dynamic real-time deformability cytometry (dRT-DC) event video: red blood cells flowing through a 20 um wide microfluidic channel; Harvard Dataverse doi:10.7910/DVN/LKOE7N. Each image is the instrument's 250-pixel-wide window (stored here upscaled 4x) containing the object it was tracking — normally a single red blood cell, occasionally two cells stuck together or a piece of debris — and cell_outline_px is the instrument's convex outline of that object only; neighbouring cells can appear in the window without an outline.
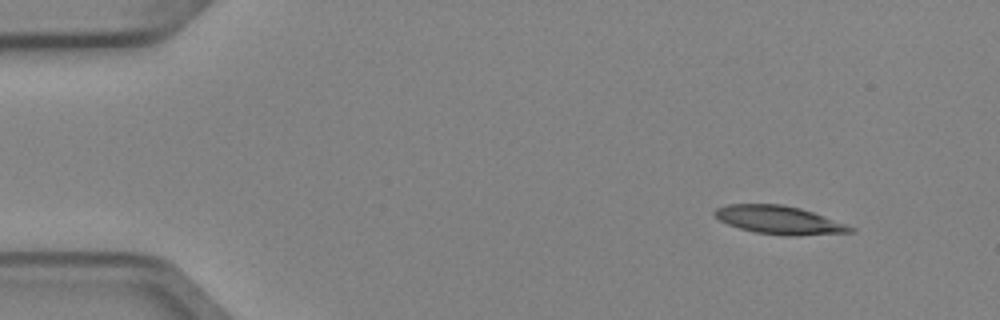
{"species": "Egyptian fruit bat (a non-hibernating species)", "species_latin": "Rousettus aegyptiacus", "temperature_condition": "cold", "stored_images_in_passage": 4, "camera_frame_rate_fps": 3000, "um_per_image_px": 0.085, "animal": {"sex": "female"}, "frame": {"image": 1, "passage_image": 1, "time_ms": 0.0, "image_size_px": [1000, 320], "cell_outline_px": [[856, 232], [796, 236], [788, 236], [756, 232], [740, 228], [728, 224], [720, 220], [712, 212], [716, 208], [728, 204], [780, 204], [800, 208], [824, 216], [856, 228]], "centroid_in_image_um": [66.25, 18.7], "position_along_channel_um": 18.7, "area_um2": 22.25}}
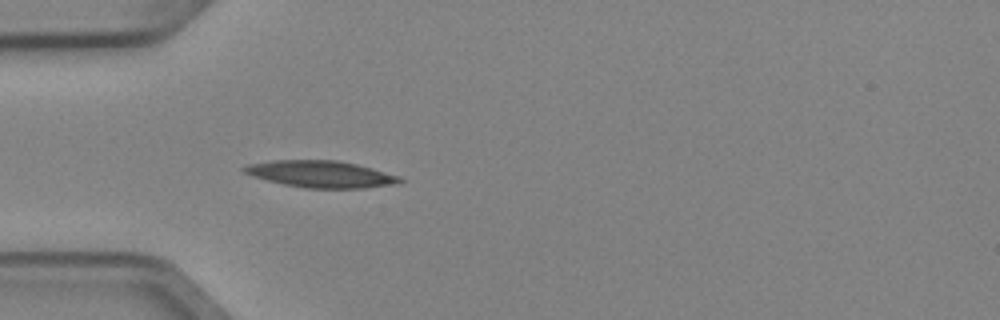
{"frame": {"image": 2, "passage_image": 4, "time_ms": 1.0, "image_size_px": [1000, 320], "cell_outline_px": [[404, 180], [392, 184], [364, 188], [304, 188], [284, 184], [252, 176], [244, 172], [240, 168], [248, 164], [272, 160], [336, 160], [356, 164], [372, 168], [400, 176]], "centroid_in_image_um": [27.24, 14.79], "position_along_channel_um": 57.8, "area_um2": 24.16}}